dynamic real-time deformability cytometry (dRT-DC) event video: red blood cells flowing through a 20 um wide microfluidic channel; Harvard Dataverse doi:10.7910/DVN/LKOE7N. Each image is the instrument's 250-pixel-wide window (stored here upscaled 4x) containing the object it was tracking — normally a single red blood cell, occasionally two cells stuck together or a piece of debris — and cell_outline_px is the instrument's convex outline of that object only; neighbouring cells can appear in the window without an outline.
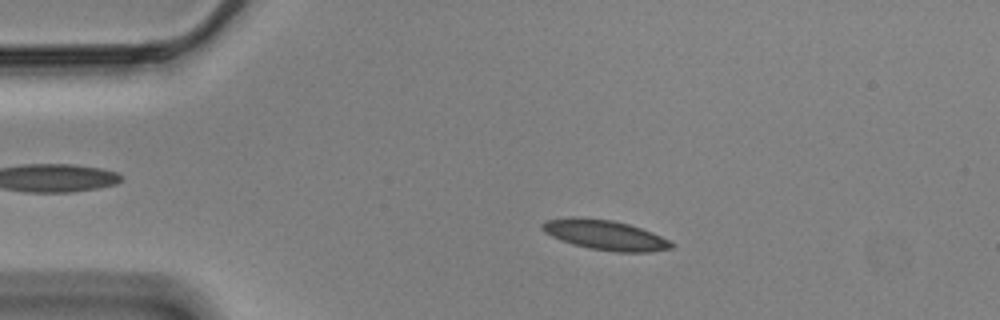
{"species": "Egyptian fruit bat (a non-hibernating species)", "species_latin": "Rousettus aegyptiacus", "temperature_condition": "cold", "stored_images_in_passage": 53, "camera_frame_rate_fps": 3000, "um_per_image_px": 0.085, "animal": {"sex": "male"}, "frame": {"image": 1, "passage_image": 11, "time_ms": 3.333, "image_size_px": [1000, 320], "cell_outline_px": [[676, 244], [672, 248], [648, 252], [616, 252], [588, 248], [572, 244], [560, 240], [544, 232], [540, 228], [540, 224], [548, 220], [612, 220], [628, 224], [652, 232]], "centroid_in_image_um": [51.5, 20.03], "position_along_channel_um": 33.5, "area_um2": 21.62}}
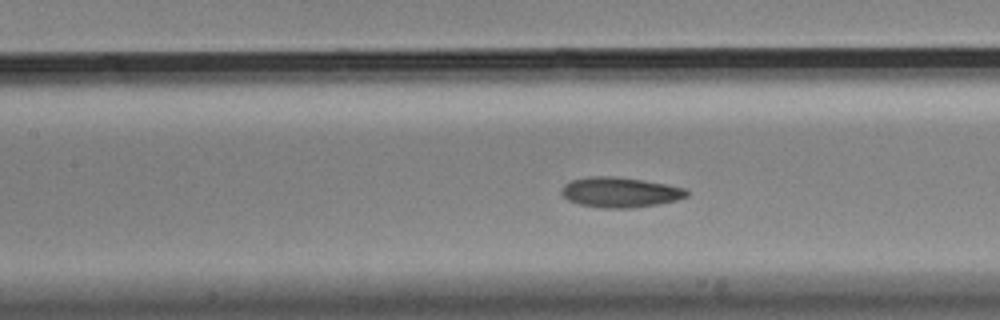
{"frame": {"image": 2, "passage_image": 25, "time_ms": 8.0, "image_size_px": [1000, 320], "cell_outline_px": [[688, 196], [676, 200], [656, 204], [632, 208], [604, 208], [580, 204], [568, 200], [560, 192], [564, 184], [572, 180], [588, 176], [616, 176], [644, 180], [684, 188], [688, 192]], "centroid_in_image_um": [52.68, 16.33], "position_along_channel_um": 154.7, "area_um2": 21.91}}
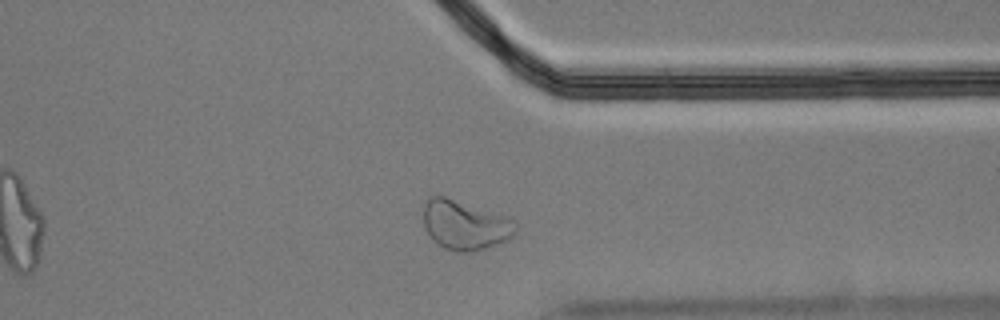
{"frame": {"image": 3, "passage_image": 44, "time_ms": 14.333, "image_size_px": [1000, 320], "cell_outline_px": [[516, 232], [508, 240], [472, 252], [456, 252], [444, 248], [432, 240], [424, 224], [424, 204], [428, 196], [444, 196], [508, 220], [516, 224]], "centroid_in_image_um": [39.44, 19.17], "position_along_channel_um": 372.0, "area_um2": 25.55}, "authors_computed_cell_mechanics": {"area_um2": 21.7906, "velocity_mm_per_s": 3.461, "shape_relaxation_time_tau1_ms": 6.7834, "shape_relaxation_time_tau2_ms": 3.3941, "deformation_change_tau1": 0.1386, "deformation_change_tau2": 0.0888}}